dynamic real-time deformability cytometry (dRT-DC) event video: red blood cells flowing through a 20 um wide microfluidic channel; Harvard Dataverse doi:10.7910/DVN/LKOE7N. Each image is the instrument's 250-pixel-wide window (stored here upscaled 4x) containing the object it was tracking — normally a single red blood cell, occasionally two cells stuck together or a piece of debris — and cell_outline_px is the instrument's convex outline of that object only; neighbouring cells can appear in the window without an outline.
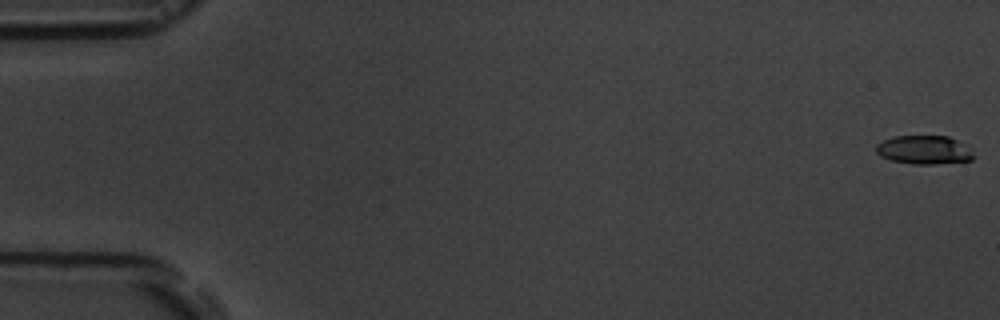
{"species": "common noctule bat (a hibernating species)", "species_latin": "Nyctalus noctula", "temperature_condition": "room temperature", "stored_images_in_passage": 10, "camera_frame_rate_fps": 3000, "um_per_image_px": 0.085, "animal": {"sex": "male", "body_mass_g": 19.5, "forearm_length_mm": 54.6}, "frame": {"image": 1, "passage_image": 1, "time_ms": 0.0, "image_size_px": [1000, 320], "cell_outline_px": [[976, 156], [972, 160], [932, 164], [912, 164], [892, 160], [880, 156], [876, 152], [876, 144], [884, 140], [896, 136], [948, 136], [972, 148]], "centroid_in_image_um": [78.59, 12.74], "position_along_channel_um": 6.4, "area_um2": 16.36}}
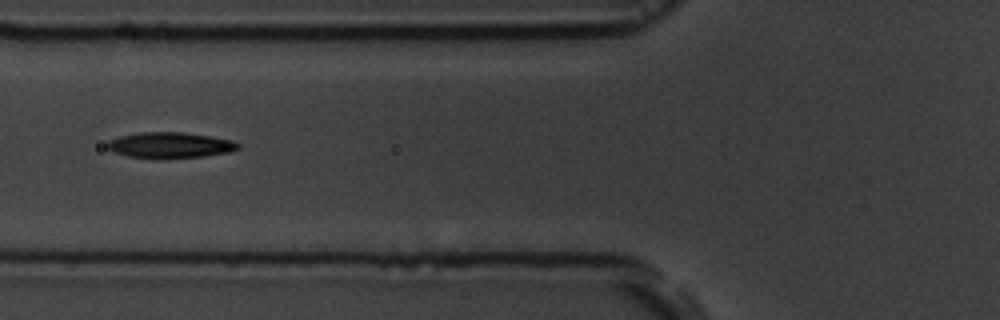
{"frame": {"image": 2, "passage_image": 7, "time_ms": 7.0, "image_size_px": [1000, 320], "cell_outline_px": [[240, 148], [228, 152], [204, 156], [164, 160], [128, 156], [112, 152], [108, 148], [108, 140], [120, 136], [140, 132], [184, 132], [212, 136], [232, 140], [240, 144]], "centroid_in_image_um": [14.46, 12.35], "position_along_channel_um": 111.3, "area_um2": 20.06}}
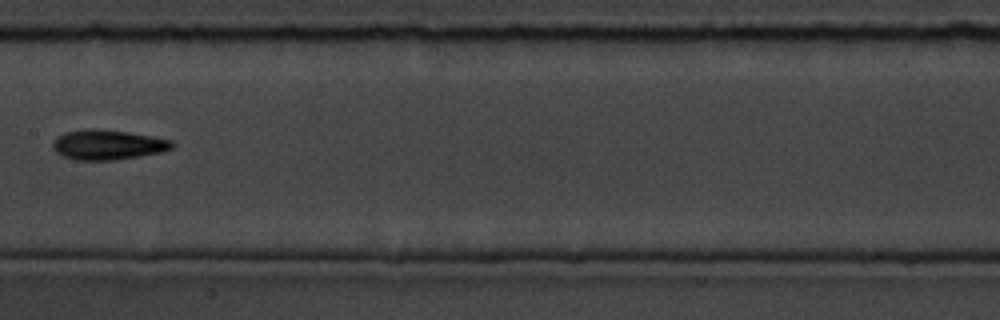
{"frame": {"image": 3, "passage_image": 9, "time_ms": 9.333, "image_size_px": [1000, 320], "cell_outline_px": [[176, 144], [172, 148], [160, 152], [112, 160], [76, 160], [64, 156], [56, 152], [52, 148], [52, 144], [56, 136], [64, 132], [84, 128], [96, 128], [128, 132], [152, 136], [172, 140]], "centroid_in_image_um": [9.12, 12.28], "position_along_channel_um": 198.3, "area_um2": 20.87}}